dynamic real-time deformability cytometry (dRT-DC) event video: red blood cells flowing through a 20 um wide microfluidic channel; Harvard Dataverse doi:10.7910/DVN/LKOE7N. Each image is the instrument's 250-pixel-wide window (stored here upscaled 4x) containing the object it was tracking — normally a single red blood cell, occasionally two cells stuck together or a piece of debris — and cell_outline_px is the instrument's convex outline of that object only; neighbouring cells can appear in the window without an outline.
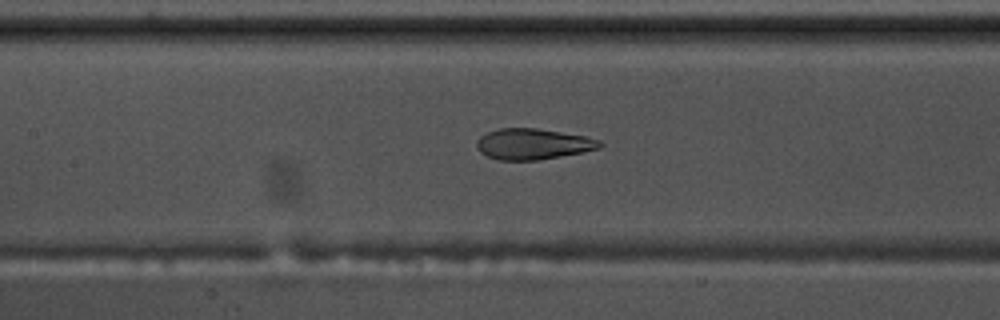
{"species": "common noctule bat (a hibernating species)", "species_latin": "Nyctalus noctula", "temperature_condition": "warm", "stored_images_in_passage": 43, "camera_frame_rate_fps": 3000, "um_per_image_px": 0.085, "animal": {"sex": "male", "body_mass_g": 17.5, "forearm_length_mm": 52.3}, "frame": {"image": 1, "passage_image": 23, "time_ms": 7.333, "image_size_px": [1000, 320], "cell_outline_px": [[604, 144], [600, 148], [560, 156], [536, 160], [500, 160], [488, 156], [480, 152], [476, 148], [476, 144], [480, 136], [488, 132], [500, 128], [536, 128], [584, 136], [600, 140]], "centroid_in_image_um": [45.28, 12.24], "position_along_channel_um": 162.1, "area_um2": 21.91}}
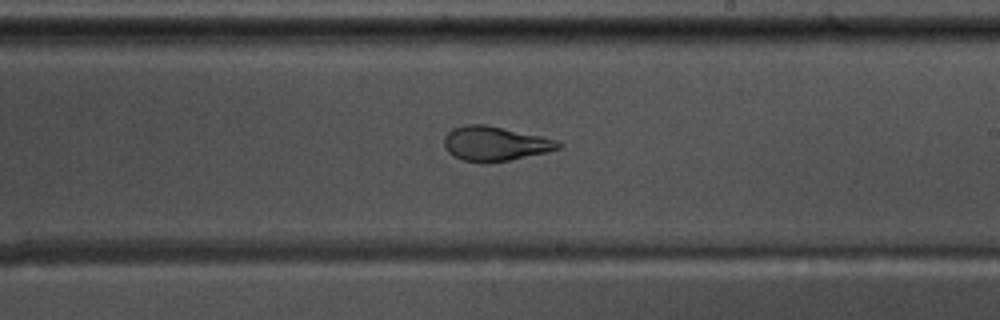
{"frame": {"image": 2, "passage_image": 30, "time_ms": 9.667, "image_size_px": [1000, 320], "cell_outline_px": [[564, 144], [560, 148], [544, 152], [508, 160], [464, 160], [448, 152], [444, 144], [444, 136], [452, 128], [464, 124], [484, 124], [544, 136], [556, 140]], "centroid_in_image_um": [42.09, 12.15], "position_along_channel_um": 246.9, "area_um2": 22.31}}
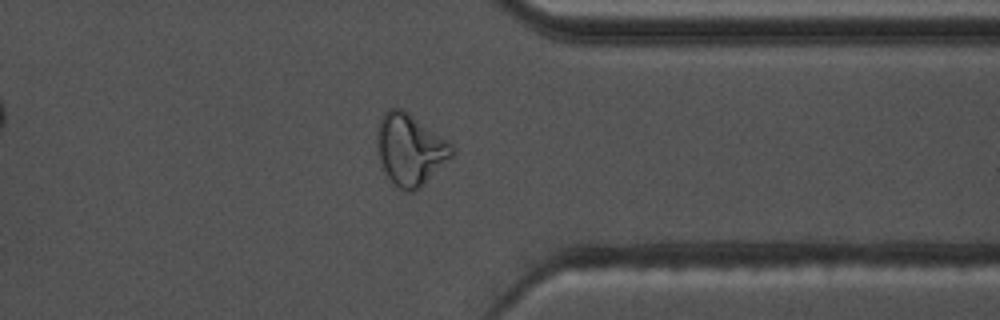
{"frame": {"image": 3, "passage_image": 41, "time_ms": 13.333, "image_size_px": [1000, 320], "cell_outline_px": [[456, 148], [452, 156], [420, 188], [412, 192], [404, 192], [388, 176], [380, 160], [376, 148], [376, 132], [380, 120], [384, 112], [388, 108], [400, 108], [408, 112], [448, 140]], "centroid_in_image_um": [34.86, 12.69], "position_along_channel_um": 376.5, "area_um2": 31.04}}